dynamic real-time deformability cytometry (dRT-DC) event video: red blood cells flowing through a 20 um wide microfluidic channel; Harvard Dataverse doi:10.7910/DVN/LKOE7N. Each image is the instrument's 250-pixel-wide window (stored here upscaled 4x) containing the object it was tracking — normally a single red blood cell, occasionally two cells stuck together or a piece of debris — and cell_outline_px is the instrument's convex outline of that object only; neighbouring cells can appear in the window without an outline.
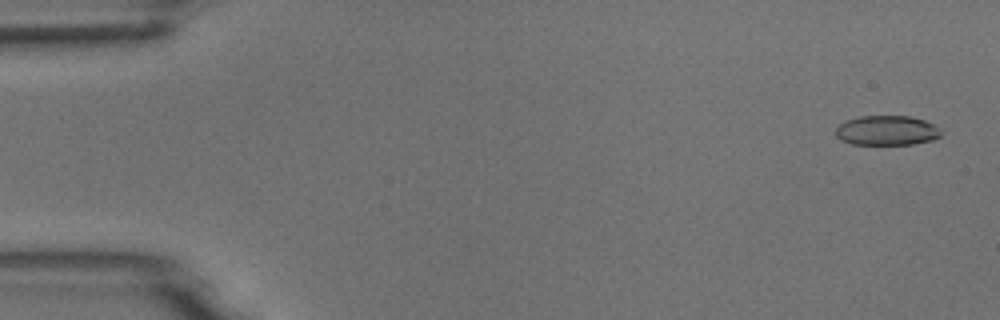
{"species": "common noctule bat (a hibernating species)", "species_latin": "Nyctalus noctula", "temperature_condition": "room temperature", "stored_images_in_passage": 4, "camera_frame_rate_fps": 3000, "um_per_image_px": 0.085, "animal": {"sex": "male", "body_mass_g": 18.8}, "frame": {"image": 1, "passage_image": 1, "time_ms": 0.0, "image_size_px": [1000, 320], "cell_outline_px": [[940, 136], [932, 140], [912, 144], [852, 144], [840, 140], [836, 136], [836, 128], [844, 120], [860, 116], [912, 116], [936, 124], [940, 128]], "centroid_in_image_um": [75.38, 11.08], "position_along_channel_um": 9.6, "area_um2": 18.38}}
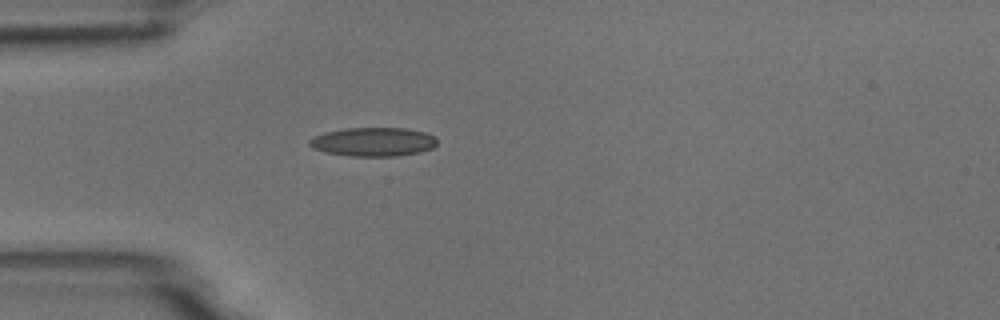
{"frame": {"image": 2, "passage_image": 4, "time_ms": 4.333, "image_size_px": [1000, 320], "cell_outline_px": [[436, 144], [432, 148], [420, 152], [396, 156], [348, 156], [324, 152], [312, 148], [308, 144], [308, 140], [324, 132], [344, 128], [404, 128], [424, 132], [436, 136]], "centroid_in_image_um": [31.7, 12.06], "position_along_channel_um": 53.3, "area_um2": 21.56}}